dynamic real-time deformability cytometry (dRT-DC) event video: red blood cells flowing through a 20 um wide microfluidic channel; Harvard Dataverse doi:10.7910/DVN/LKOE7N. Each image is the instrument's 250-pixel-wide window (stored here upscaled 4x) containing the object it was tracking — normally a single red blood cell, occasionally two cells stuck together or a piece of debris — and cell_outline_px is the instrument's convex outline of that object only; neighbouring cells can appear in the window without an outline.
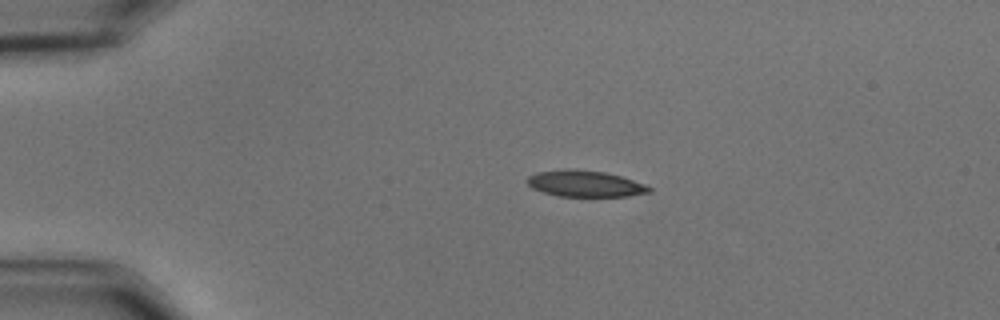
{"species": "common noctule bat (a hibernating species)", "species_latin": "Nyctalus noctula", "temperature_condition": "cold", "stored_images_in_passage": 32, "camera_frame_rate_fps": 3000, "um_per_image_px": 0.085, "animal": {"sex": "male", "body_mass_g": 15.6}, "frame": {"image": 1, "passage_image": 1, "time_ms": 0.0, "image_size_px": [1000, 320], "cell_outline_px": [[652, 192], [628, 196], [560, 196], [544, 192], [532, 188], [528, 184], [528, 176], [536, 172], [604, 172], [620, 176], [644, 184], [652, 188]], "centroid_in_image_um": [49.8, 15.67], "position_along_channel_um": 35.2, "area_um2": 17.57}}
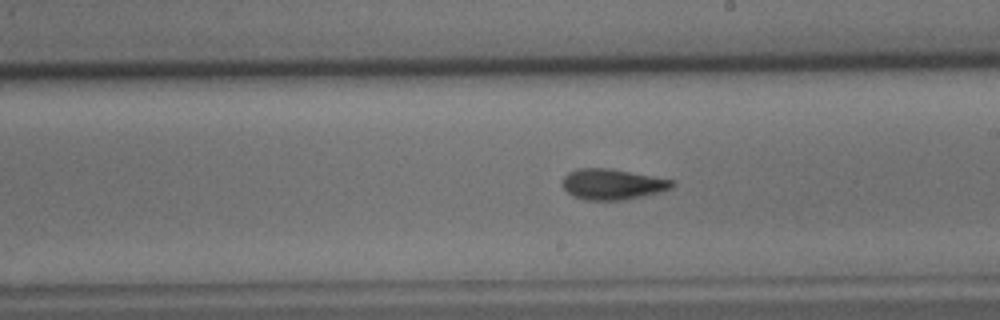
{"frame": {"image": 2, "passage_image": 22, "time_ms": 7.0, "image_size_px": [1000, 320], "cell_outline_px": [[676, 184], [672, 188], [660, 192], [624, 200], [584, 200], [572, 196], [564, 188], [564, 176], [568, 172], [580, 168], [608, 168], [672, 180]], "centroid_in_image_um": [52.05, 15.67], "position_along_channel_um": 236.9, "area_um2": 19.42}}
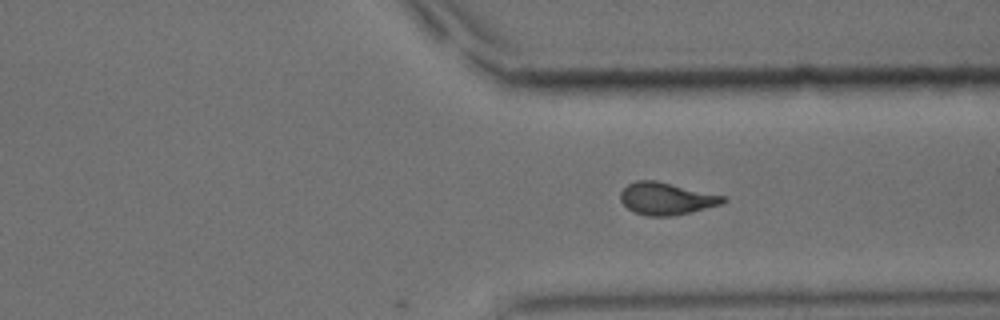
{"frame": {"image": 3, "passage_image": 32, "time_ms": 10.333, "image_size_px": [1000, 320], "cell_outline_px": [[728, 200], [720, 204], [692, 212], [668, 216], [648, 216], [636, 212], [628, 208], [620, 200], [620, 192], [628, 184], [636, 180], [656, 180], [724, 196]], "centroid_in_image_um": [56.62, 16.87], "position_along_channel_um": 354.8, "area_um2": 19.07}}